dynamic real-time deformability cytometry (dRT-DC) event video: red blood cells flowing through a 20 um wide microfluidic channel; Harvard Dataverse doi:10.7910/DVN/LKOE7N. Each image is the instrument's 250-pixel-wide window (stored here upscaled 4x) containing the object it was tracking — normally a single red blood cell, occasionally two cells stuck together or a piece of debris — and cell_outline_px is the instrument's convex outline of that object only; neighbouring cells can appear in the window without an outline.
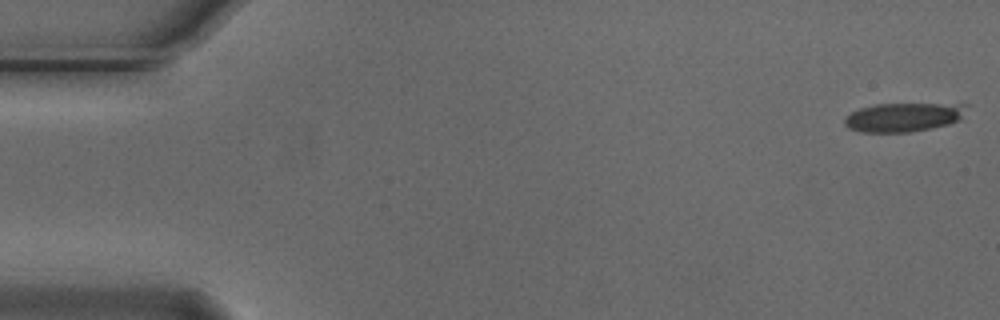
{"species": "Egyptian fruit bat (a non-hibernating species)", "species_latin": "Rousettus aegyptiacus", "temperature_condition": "cold", "stored_images_in_passage": 13, "camera_frame_rate_fps": 3000, "um_per_image_px": 0.085, "animal": {"sex": "male"}, "frame": {"image": 1, "passage_image": 1, "time_ms": 0.0, "image_size_px": [1000, 320], "cell_outline_px": [[968, 104], [960, 120], [948, 124], [932, 128], [912, 132], [860, 132], [848, 128], [844, 124], [844, 120], [852, 112], [860, 108], [876, 104]], "centroid_in_image_um": [76.79, 9.97], "position_along_channel_um": 8.2, "area_um2": 20.46}}